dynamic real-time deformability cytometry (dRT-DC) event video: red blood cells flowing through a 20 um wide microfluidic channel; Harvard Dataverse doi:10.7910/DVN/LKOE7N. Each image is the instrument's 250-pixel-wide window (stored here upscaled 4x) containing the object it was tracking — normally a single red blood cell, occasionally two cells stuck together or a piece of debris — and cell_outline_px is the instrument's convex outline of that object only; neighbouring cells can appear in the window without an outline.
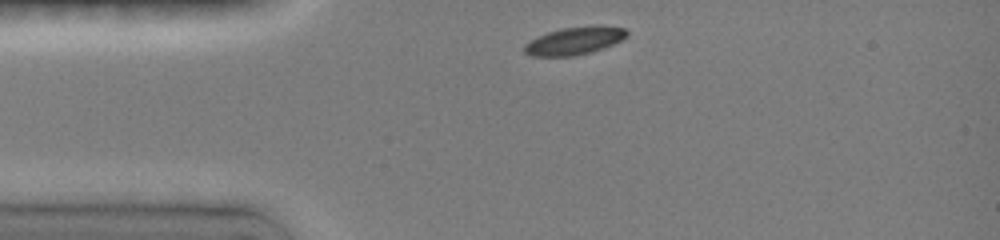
{"species": "common noctule bat (a hibernating species)", "species_latin": "Nyctalus noctula", "temperature_condition": "room temperature", "stored_images_in_passage": 13, "camera_frame_rate_fps": 3000, "um_per_image_px": 0.085, "animal": {"sex": "female", "body_mass_g": 19.0, "forearm_length_mm": 51.5}, "frame": {"image": 1, "passage_image": 1, "time_ms": 0.0, "image_size_px": [1000, 240], "cell_outline_px": [[628, 32], [620, 40], [612, 44], [588, 52], [572, 56], [532, 56], [524, 52], [524, 44], [536, 36], [560, 28], [592, 24], [600, 24], [624, 28]], "centroid_in_image_um": [48.78, 3.43], "position_along_channel_um": 36.2, "area_um2": 16.59}}
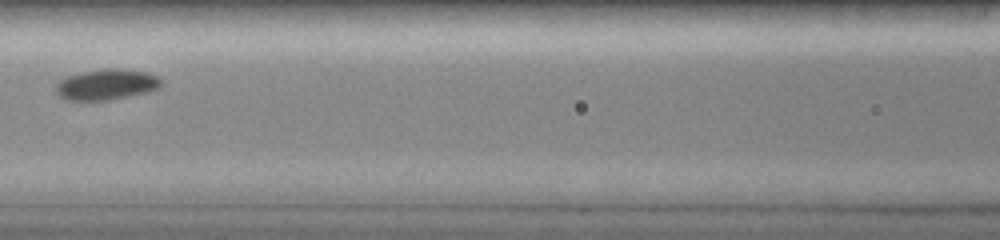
{"frame": {"image": 2, "passage_image": 8, "time_ms": 3.667, "image_size_px": [1000, 240], "cell_outline_px": [[160, 84], [156, 88], [144, 92], [108, 100], [68, 100], [60, 96], [56, 92], [56, 84], [60, 80], [68, 76], [80, 72], [104, 68], [116, 68], [148, 72], [156, 76], [160, 80]], "centroid_in_image_um": [8.99, 7.16], "position_along_channel_um": 157.6, "area_um2": 18.5}}